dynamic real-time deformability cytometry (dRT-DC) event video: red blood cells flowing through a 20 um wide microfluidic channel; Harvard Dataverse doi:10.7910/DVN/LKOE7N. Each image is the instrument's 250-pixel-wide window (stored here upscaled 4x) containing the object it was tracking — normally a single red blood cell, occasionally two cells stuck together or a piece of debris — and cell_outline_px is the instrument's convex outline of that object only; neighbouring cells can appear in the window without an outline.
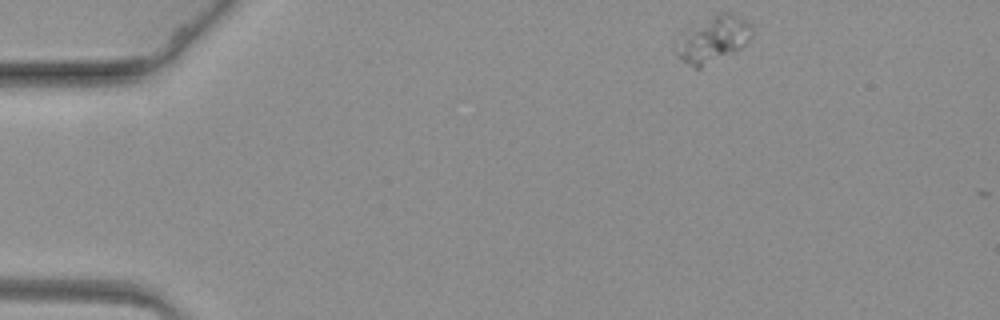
{"species": "common noctule bat (a hibernating species)", "species_latin": "Nyctalus noctula", "temperature_condition": "warm", "stored_images_in_passage": 3, "camera_frame_rate_fps": 3000, "um_per_image_px": 0.085, "animal": {"sex": "female", "body_mass_g": 19.3, "forearm_length_mm": 54.1}, "frame": {"image": 1, "passage_image": 1, "time_ms": 0.0, "image_size_px": [1000, 320], "cell_outline_px": [[752, 36], [736, 52], [700, 68], [696, 68], [684, 60], [676, 52], [688, 36], [712, 16], [720, 12], [728, 12], [748, 20], [752, 24]], "centroid_in_image_um": [60.83, 3.36], "position_along_channel_um": 24.2, "area_um2": 18.67}}